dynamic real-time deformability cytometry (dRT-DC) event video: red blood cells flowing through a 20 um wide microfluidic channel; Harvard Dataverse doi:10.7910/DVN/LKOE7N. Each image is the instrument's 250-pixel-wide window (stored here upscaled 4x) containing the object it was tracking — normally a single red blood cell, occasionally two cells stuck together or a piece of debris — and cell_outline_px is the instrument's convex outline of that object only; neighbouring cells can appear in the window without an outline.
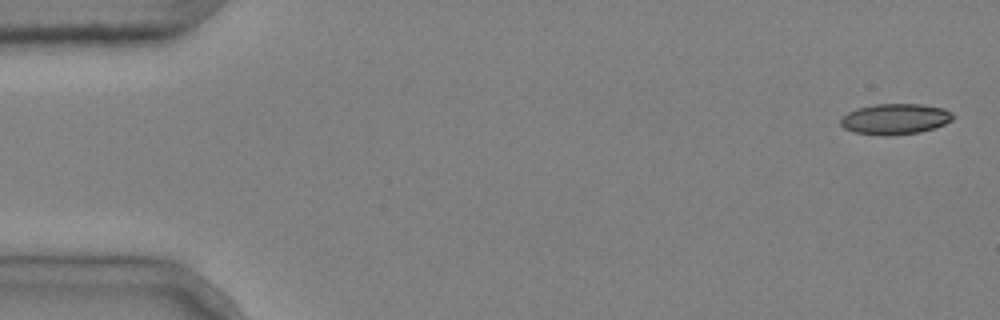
{"species": "common noctule bat (a hibernating species)", "species_latin": "Nyctalus noctula", "temperature_condition": "cold", "stored_images_in_passage": 4, "camera_frame_rate_fps": 3000, "um_per_image_px": 0.085, "animal": {"sex": "male", "body_mass_g": 20.4}, "frame": {"image": 1, "passage_image": 1, "time_ms": 0.0, "image_size_px": [1000, 320], "cell_outline_px": [[956, 116], [952, 120], [944, 124], [920, 132], [884, 136], [852, 132], [844, 128], [840, 124], [840, 116], [856, 108], [876, 104], [920, 104], [944, 108], [952, 112]], "centroid_in_image_um": [76.06, 10.11], "position_along_channel_um": 8.9, "area_um2": 20.29}}
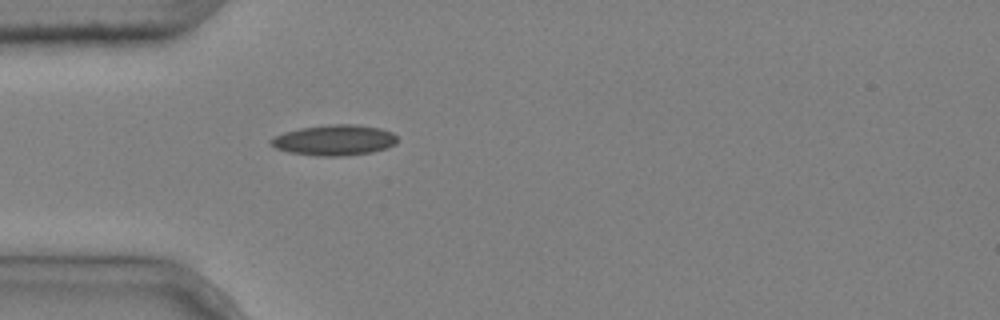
{"frame": {"image": 2, "passage_image": 4, "time_ms": 1.0, "image_size_px": [1000, 320], "cell_outline_px": [[396, 144], [388, 148], [372, 152], [348, 156], [316, 156], [288, 152], [276, 148], [268, 144], [268, 140], [284, 132], [300, 128], [332, 124], [356, 124], [380, 128], [392, 132], [396, 136]], "centroid_in_image_um": [28.42, 11.92], "position_along_channel_um": 56.6, "area_um2": 22.77}}